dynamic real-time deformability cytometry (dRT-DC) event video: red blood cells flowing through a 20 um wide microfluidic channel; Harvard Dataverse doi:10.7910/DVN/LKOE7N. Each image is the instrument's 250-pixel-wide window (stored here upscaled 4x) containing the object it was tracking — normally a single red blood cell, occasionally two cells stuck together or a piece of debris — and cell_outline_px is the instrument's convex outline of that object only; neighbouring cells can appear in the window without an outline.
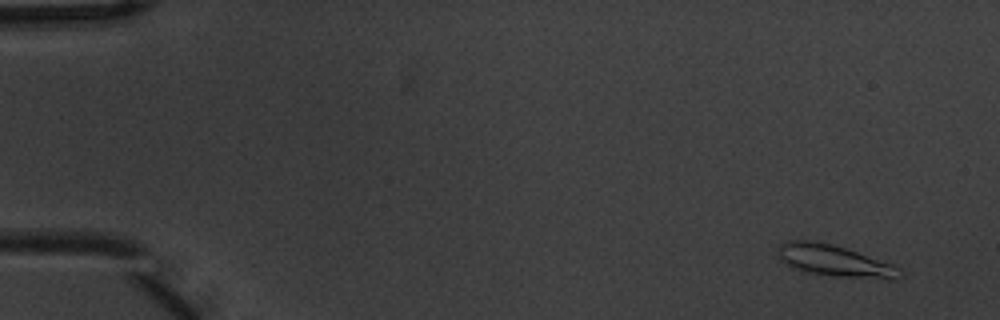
{"species": "common noctule bat (a hibernating species)", "species_latin": "Nyctalus noctula", "temperature_condition": "warm", "stored_images_in_passage": 5, "camera_frame_rate_fps": 3000, "um_per_image_px": 0.085, "animal": {"sex": "male", "body_mass_g": 20.1, "forearm_length_mm": 53.5}, "frame": {"image": 1, "passage_image": 1, "time_ms": 0.0, "image_size_px": [1000, 320], "cell_outline_px": [[904, 272], [892, 280], [888, 280], [836, 276], [800, 272], [792, 268], [776, 252], [776, 248], [780, 244], [788, 240], [808, 240], [832, 244], [892, 264], [900, 268]], "centroid_in_image_um": [70.91, 22.18], "position_along_channel_um": 14.1, "area_um2": 22.37}}